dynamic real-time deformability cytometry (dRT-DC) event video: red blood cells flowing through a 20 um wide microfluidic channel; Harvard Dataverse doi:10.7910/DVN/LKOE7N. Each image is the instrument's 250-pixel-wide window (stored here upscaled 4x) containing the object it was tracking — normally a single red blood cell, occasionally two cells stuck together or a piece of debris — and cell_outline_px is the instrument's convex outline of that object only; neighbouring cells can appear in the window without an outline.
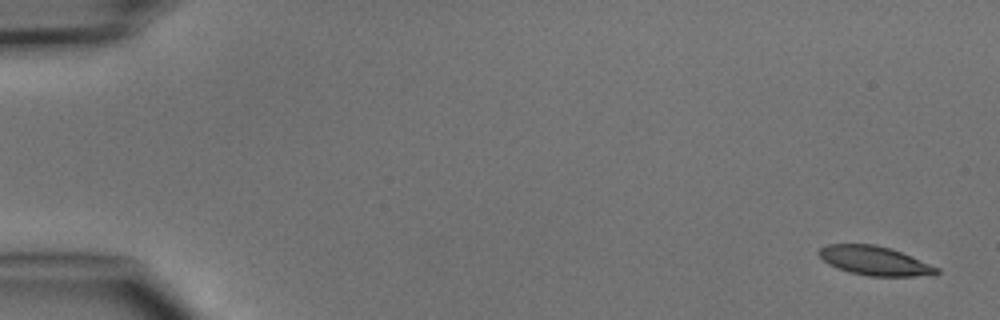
{"species": "common noctule bat (a hibernating species)", "species_latin": "Nyctalus noctula", "temperature_condition": "cold", "stored_images_in_passage": 4, "camera_frame_rate_fps": 3000, "um_per_image_px": 0.085, "animal": {"sex": "male", "body_mass_g": 15.6}, "frame": {"image": 1, "passage_image": 1, "time_ms": 0.0, "image_size_px": [1000, 320], "cell_outline_px": [[940, 272], [916, 276], [868, 276], [852, 272], [828, 264], [816, 252], [820, 248], [828, 244], [876, 244], [892, 248], [940, 268]], "centroid_in_image_um": [74.34, 22.14], "position_along_channel_um": 10.7, "area_um2": 19.77}}
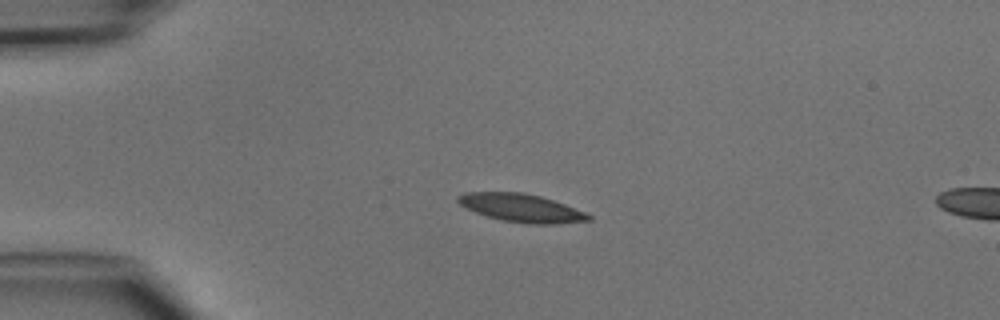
{"frame": {"image": 2, "passage_image": 4, "time_ms": 3.333, "image_size_px": [1000, 320], "cell_outline_px": [[592, 220], [556, 224], [528, 224], [504, 220], [488, 216], [476, 212], [460, 204], [456, 200], [456, 196], [464, 192], [524, 192], [540, 196], [564, 204], [584, 212], [592, 216]], "centroid_in_image_um": [44.31, 17.67], "position_along_channel_um": 40.7, "area_um2": 21.21}}